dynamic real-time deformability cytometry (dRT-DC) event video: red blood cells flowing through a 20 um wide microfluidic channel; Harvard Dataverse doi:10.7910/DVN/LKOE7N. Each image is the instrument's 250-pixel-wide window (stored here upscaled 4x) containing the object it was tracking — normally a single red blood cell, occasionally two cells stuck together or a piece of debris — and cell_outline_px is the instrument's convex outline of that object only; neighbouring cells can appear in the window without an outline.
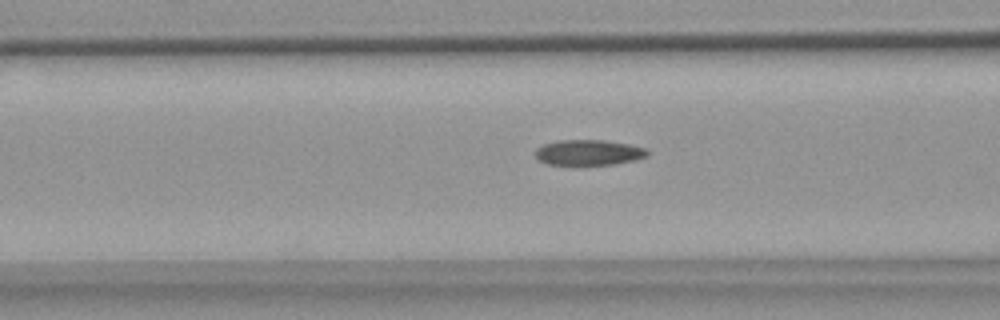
{"species": "common noctule bat (a hibernating species)", "species_latin": "Nyctalus noctula", "temperature_condition": "warm", "stored_images_in_passage": 32, "camera_frame_rate_fps": 3000, "um_per_image_px": 0.085, "animal": {"sex": "female", "body_mass_g": 18.4}, "frame": {"image": 1, "passage_image": 10, "time_ms": 3.0, "image_size_px": [1000, 320], "cell_outline_px": [[652, 152], [648, 156], [636, 160], [616, 164], [584, 168], [548, 164], [540, 160], [536, 156], [536, 148], [544, 144], [560, 140], [604, 140], [628, 144], [648, 148]], "centroid_in_image_um": [50.09, 13.01], "position_along_channel_um": 116.5, "area_um2": 17.63}}
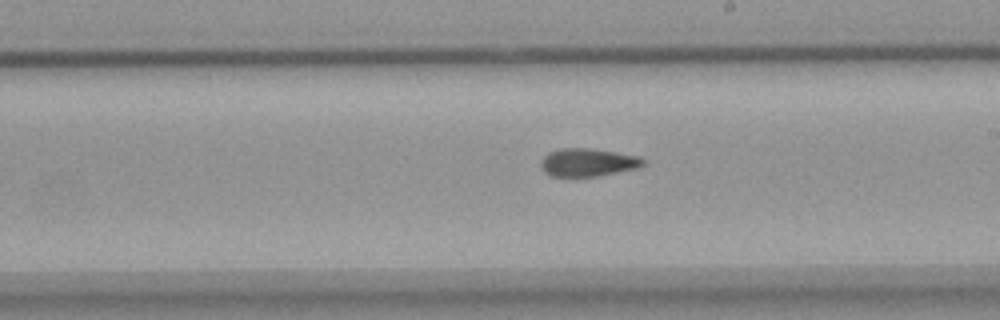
{"frame": {"image": 2, "passage_image": 20, "time_ms": 6.333, "image_size_px": [1000, 320], "cell_outline_px": [[648, 160], [640, 168], [600, 176], [572, 180], [548, 176], [540, 168], [540, 160], [548, 152], [560, 148], [588, 148], [616, 152], [640, 156]], "centroid_in_image_um": [49.93, 13.86], "position_along_channel_um": 239.1, "area_um2": 17.86}}
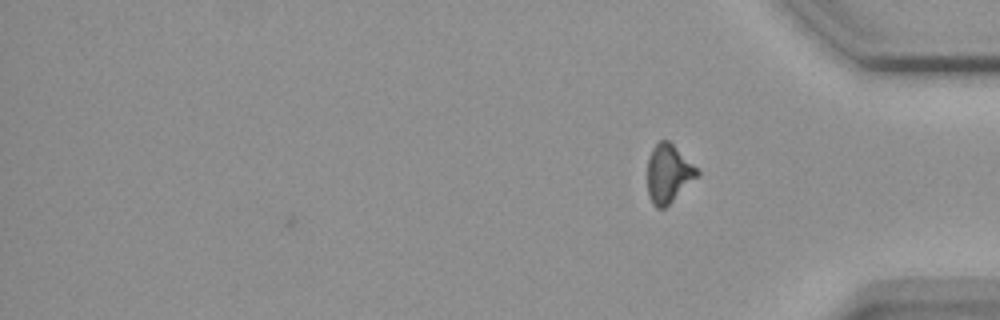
{"frame": {"image": 3, "passage_image": 32, "time_ms": 10.333, "image_size_px": [1000, 320], "cell_outline_px": [[700, 172], [664, 208], [656, 208], [652, 204], [648, 196], [648, 160], [652, 148], [660, 140], [668, 140]], "centroid_in_image_um": [56.76, 14.75], "position_along_channel_um": 378.4, "area_um2": 16.24}, "authors_computed_cell_mechanics": {"area_um2": 17.1955, "velocity_mm_per_s": 3.6826, "shape_relaxation_time_tau1_ms": null, "shape_relaxation_time_tau2_ms": 4.0625, "deformation_change_tau1": null, "deformation_change_tau2": 0.1201}}